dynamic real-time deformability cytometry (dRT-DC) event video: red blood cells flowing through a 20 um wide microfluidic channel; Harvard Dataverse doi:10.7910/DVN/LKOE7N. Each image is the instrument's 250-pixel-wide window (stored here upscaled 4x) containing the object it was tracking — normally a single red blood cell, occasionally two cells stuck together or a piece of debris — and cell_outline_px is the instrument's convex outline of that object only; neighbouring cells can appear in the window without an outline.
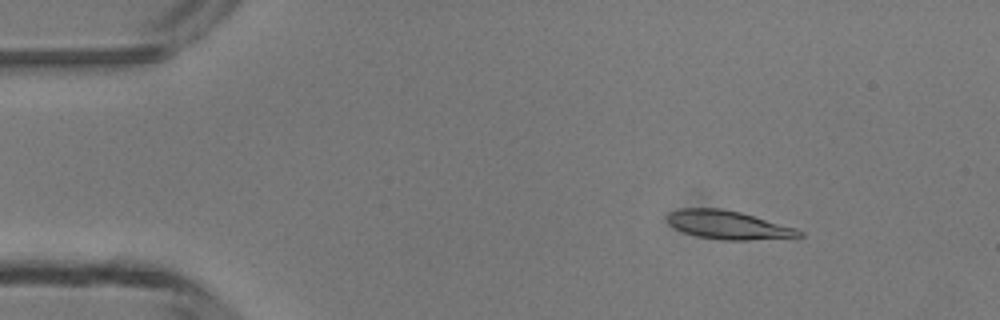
{"species": "common noctule bat (a hibernating species)", "species_latin": "Nyctalus noctula", "temperature_condition": "room temperature", "stored_images_in_passage": 5, "camera_frame_rate_fps": 3000, "um_per_image_px": 0.085, "animal": {"sex": "male", "body_mass_g": 13.3}, "frame": {"image": 1, "passage_image": 2, "time_ms": 1.333, "image_size_px": [1000, 320], "cell_outline_px": [[804, 236], [748, 240], [724, 240], [700, 236], [684, 232], [668, 224], [664, 216], [668, 212], [680, 208], [720, 208], [740, 212], [796, 228], [804, 232]], "centroid_in_image_um": [61.85, 19.11], "position_along_channel_um": 23.1, "area_um2": 21.79}}
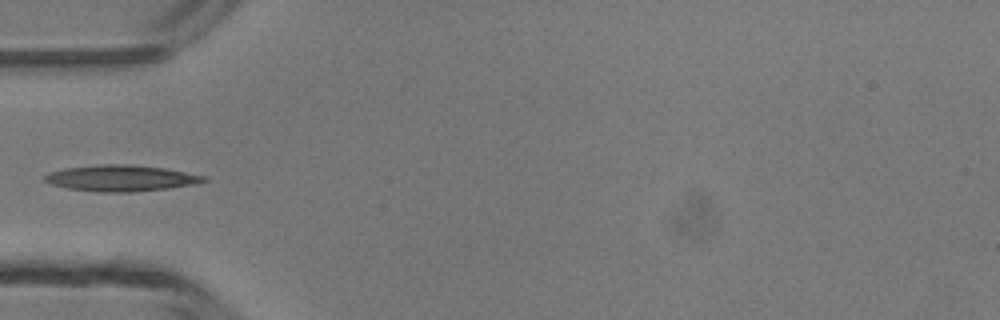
{"frame": {"image": 2, "passage_image": 4, "time_ms": 4.333, "image_size_px": [1000, 320], "cell_outline_px": [[208, 180], [196, 184], [168, 188], [132, 192], [100, 192], [68, 188], [52, 184], [44, 180], [44, 176], [48, 172], [68, 168], [104, 164], [132, 164], [164, 168], [208, 176]], "centroid_in_image_um": [10.34, 15.14], "position_along_channel_um": 74.7, "area_um2": 24.16}}
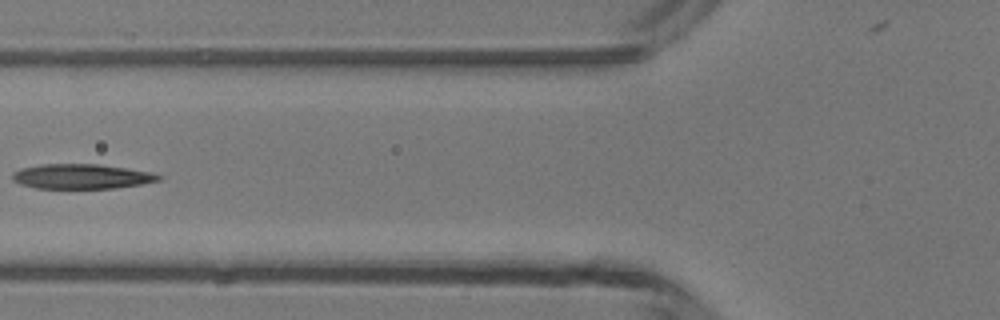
{"frame": {"image": 3, "passage_image": 5, "time_ms": 5.333, "image_size_px": [1000, 320], "cell_outline_px": [[164, 176], [160, 180], [140, 184], [112, 188], [36, 188], [20, 184], [12, 180], [12, 172], [20, 168], [40, 164], [100, 164], [148, 172]], "centroid_in_image_um": [6.87, 14.99], "position_along_channel_um": 118.9, "area_um2": 21.04}}